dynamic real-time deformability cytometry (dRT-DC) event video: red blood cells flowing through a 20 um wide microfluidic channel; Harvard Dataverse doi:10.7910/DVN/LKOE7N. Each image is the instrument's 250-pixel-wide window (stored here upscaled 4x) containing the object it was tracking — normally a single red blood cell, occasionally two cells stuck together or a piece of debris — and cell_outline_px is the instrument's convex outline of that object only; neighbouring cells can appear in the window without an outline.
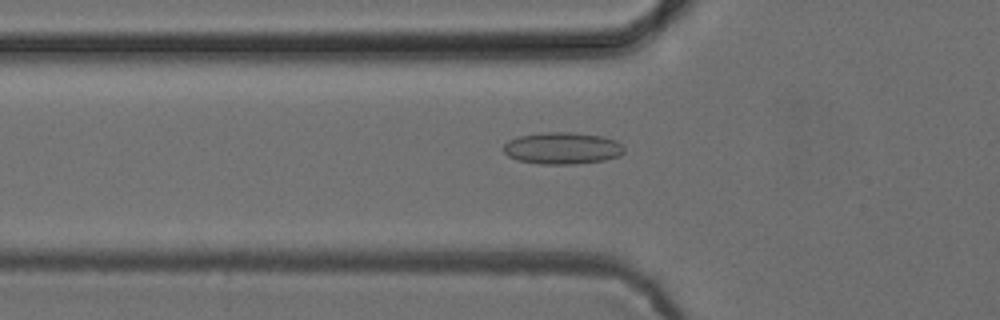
{"species": "common noctule bat (a hibernating species)", "species_latin": "Nyctalus noctula", "temperature_condition": "cold", "stored_images_in_passage": 53, "camera_frame_rate_fps": 3000, "um_per_image_px": 0.085, "animal": {"sex": "female", "body_mass_g": 24.6, "forearm_length_mm": 56.2}, "frame": {"image": 1, "passage_image": 18, "time_ms": 5.667, "image_size_px": [1000, 320], "cell_outline_px": [[624, 152], [620, 156], [604, 160], [572, 164], [540, 164], [516, 160], [508, 156], [504, 152], [504, 144], [508, 140], [520, 136], [544, 132], [572, 132], [600, 136], [616, 140], [624, 148]], "centroid_in_image_um": [47.78, 12.6], "position_along_channel_um": 78.0, "area_um2": 22.37}}
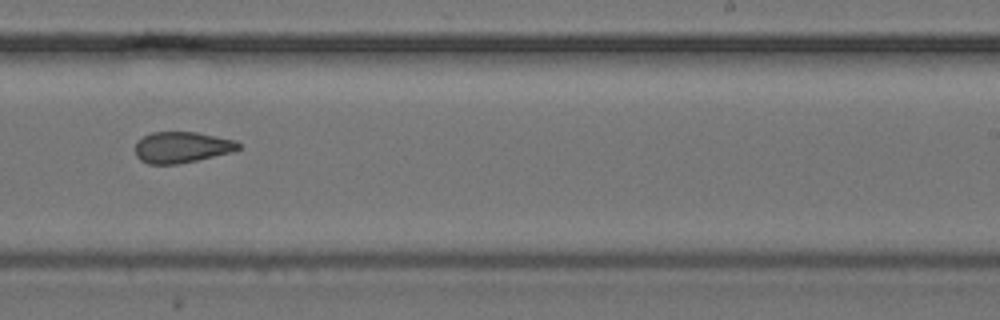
{"frame": {"image": 2, "passage_image": 33, "time_ms": 10.667, "image_size_px": [1000, 320], "cell_outline_px": [[240, 148], [232, 152], [196, 160], [176, 164], [148, 164], [140, 160], [136, 156], [136, 140], [152, 132], [196, 132], [236, 140], [240, 144]], "centroid_in_image_um": [15.44, 12.51], "position_along_channel_um": 273.6, "area_um2": 18.67}}
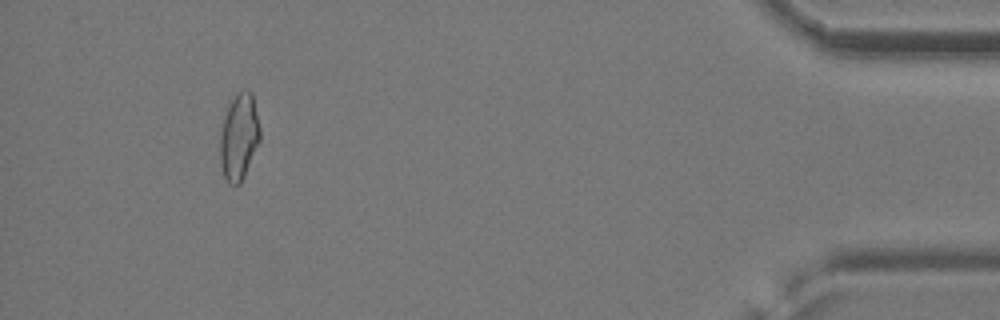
{"frame": {"image": 3, "passage_image": 49, "time_ms": 16.0, "image_size_px": [1000, 320], "cell_outline_px": [[260, 140], [244, 176], [240, 184], [228, 184], [224, 176], [220, 164], [220, 132], [228, 108], [232, 100], [240, 92], [248, 88], [252, 92], [260, 128]], "centroid_in_image_um": [20.32, 11.66], "position_along_channel_um": 414.9, "area_um2": 19.88}, "authors_computed_cell_mechanics": {"area_um2": 20.4612, "velocity_mm_per_s": 3.8849, "shape_relaxation_time_tau1_ms": 8.2345, "shape_relaxation_time_tau2_ms": 4.7376, "deformation_change_tau1": 0.0839, "deformation_change_tau2": 0.1304}}